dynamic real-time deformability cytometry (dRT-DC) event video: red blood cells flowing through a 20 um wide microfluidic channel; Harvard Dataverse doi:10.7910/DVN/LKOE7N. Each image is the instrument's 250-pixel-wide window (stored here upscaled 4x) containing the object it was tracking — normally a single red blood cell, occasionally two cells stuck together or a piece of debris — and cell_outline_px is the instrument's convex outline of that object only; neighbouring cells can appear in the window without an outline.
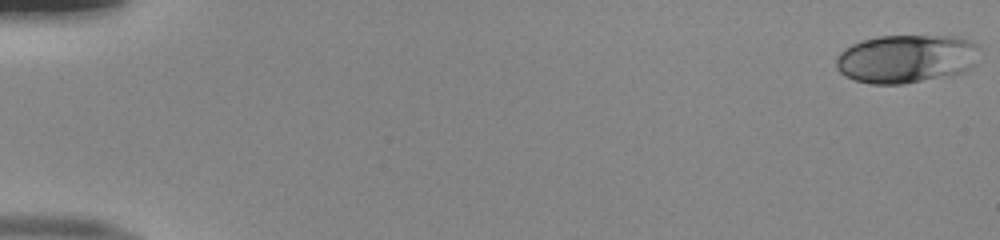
{"species": "human", "species_latin": "Homo sapiens", "temperature_condition": "room temperature", "stored_images_in_passage": 52, "camera_frame_rate_fps": 3000, "um_per_image_px": 0.085, "donor": {"sex": "male"}, "frame": {"image": 1, "passage_image": 1, "time_ms": 0.0, "image_size_px": [1000, 240], "cell_outline_px": [[980, 48], [976, 64], [964, 72], [904, 84], [872, 84], [856, 80], [844, 76], [836, 68], [836, 56], [844, 48], [860, 40], [876, 36], [964, 36], [972, 40]], "centroid_in_image_um": [77.05, 4.97], "position_along_channel_um": 7.9, "area_um2": 41.04}}
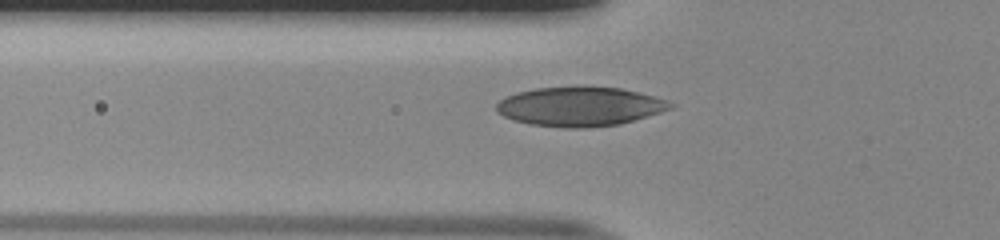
{"frame": {"image": 2, "passage_image": 19, "time_ms": 6.0, "image_size_px": [1000, 240], "cell_outline_px": [[676, 104], [672, 108], [660, 112], [620, 124], [588, 128], [564, 128], [528, 124], [512, 120], [496, 112], [496, 104], [504, 96], [516, 92], [536, 88], [576, 84], [584, 84], [620, 88], [668, 100]], "centroid_in_image_um": [49.24, 9.02], "position_along_channel_um": 76.6, "area_um2": 40.81}}
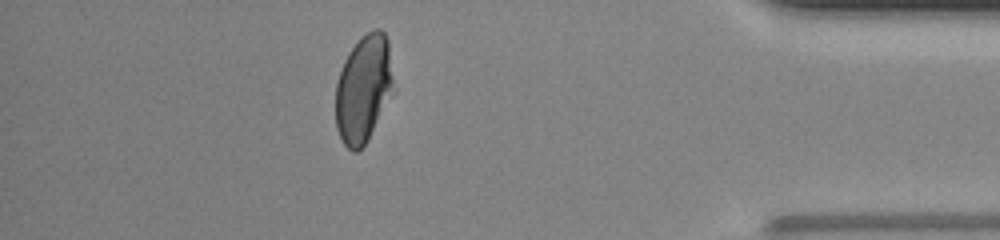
{"frame": {"image": 3, "passage_image": 46, "time_ms": 15.0, "image_size_px": [1000, 240], "cell_outline_px": [[392, 84], [372, 128], [364, 144], [356, 152], [352, 152], [344, 144], [336, 128], [336, 84], [344, 60], [348, 52], [372, 28], [380, 28], [384, 32], [388, 40], [392, 76]], "centroid_in_image_um": [30.83, 7.49], "position_along_channel_um": 404.4, "area_um2": 34.62}, "authors_computed_cell_mechanics": {"area_um2": 37.57, "velocity_mm_per_s": 4.0288, "shape_relaxation_time_tau1_ms": 6.6683, "shape_relaxation_time_tau2_ms": null, "deformation_change_tau1": 0.2036, "deformation_change_tau2": null}}